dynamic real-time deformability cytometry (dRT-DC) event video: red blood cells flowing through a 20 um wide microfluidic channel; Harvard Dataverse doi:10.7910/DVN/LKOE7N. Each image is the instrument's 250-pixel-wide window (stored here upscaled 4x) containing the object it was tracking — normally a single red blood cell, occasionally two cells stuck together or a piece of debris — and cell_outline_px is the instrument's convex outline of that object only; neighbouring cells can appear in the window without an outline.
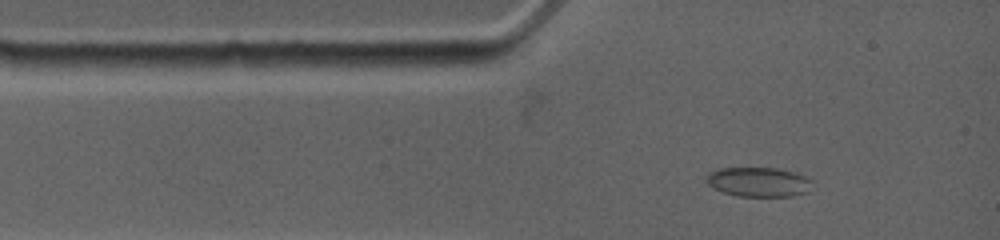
{"species": "common noctule bat (a hibernating species)", "species_latin": "Nyctalus noctula", "temperature_condition": "warm", "stored_images_in_passage": 12, "camera_frame_rate_fps": 4500, "um_per_image_px": 0.085, "animal": {"sex": "female", "body_mass_g": 19.0, "forearm_length_mm": 53.3}, "frame": {"image": 1, "passage_image": 4, "time_ms": 0.889, "image_size_px": [1000, 240], "cell_outline_px": [[812, 180], [808, 192], [792, 196], [740, 196], [724, 192], [708, 184], [708, 172], [716, 168], [776, 168], [792, 172], [804, 176]], "centroid_in_image_um": [64.49, 15.46], "position_along_channel_um": 20.5, "area_um2": 17.92}}
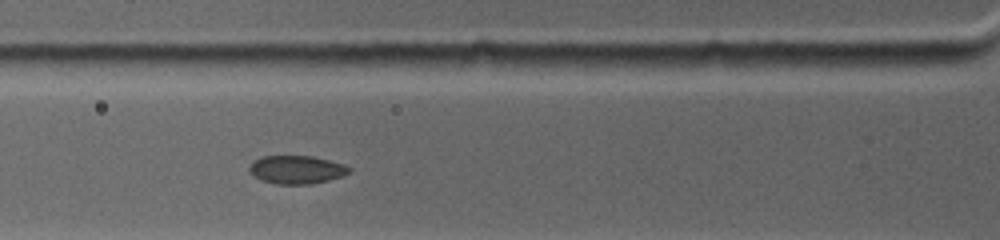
{"frame": {"image": 2, "passage_image": 11, "time_ms": 3.333, "image_size_px": [1000, 240], "cell_outline_px": [[352, 172], [328, 180], [312, 184], [276, 184], [260, 180], [252, 176], [248, 172], [248, 168], [252, 160], [260, 156], [312, 156], [344, 164], [352, 168]], "centroid_in_image_um": [25.16, 14.42], "position_along_channel_um": 100.6, "area_um2": 16.7}}
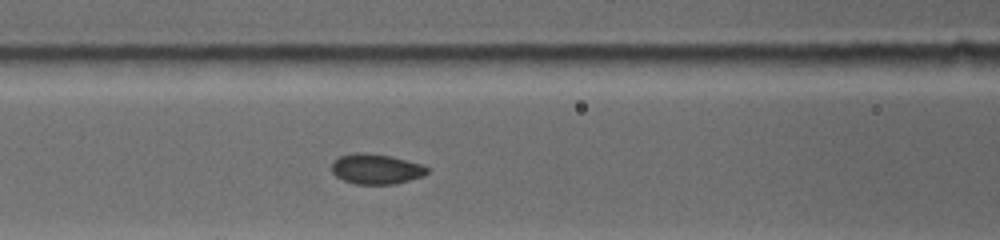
{"frame": {"image": 3, "passage_image": 12, "time_ms": 4.222, "image_size_px": [1000, 240], "cell_outline_px": [[428, 172], [424, 176], [396, 184], [356, 184], [344, 180], [336, 176], [332, 172], [332, 160], [340, 156], [356, 152], [368, 152], [392, 156], [420, 164], [428, 168]], "centroid_in_image_um": [31.96, 14.36], "position_along_channel_um": 134.6, "area_um2": 16.94}}